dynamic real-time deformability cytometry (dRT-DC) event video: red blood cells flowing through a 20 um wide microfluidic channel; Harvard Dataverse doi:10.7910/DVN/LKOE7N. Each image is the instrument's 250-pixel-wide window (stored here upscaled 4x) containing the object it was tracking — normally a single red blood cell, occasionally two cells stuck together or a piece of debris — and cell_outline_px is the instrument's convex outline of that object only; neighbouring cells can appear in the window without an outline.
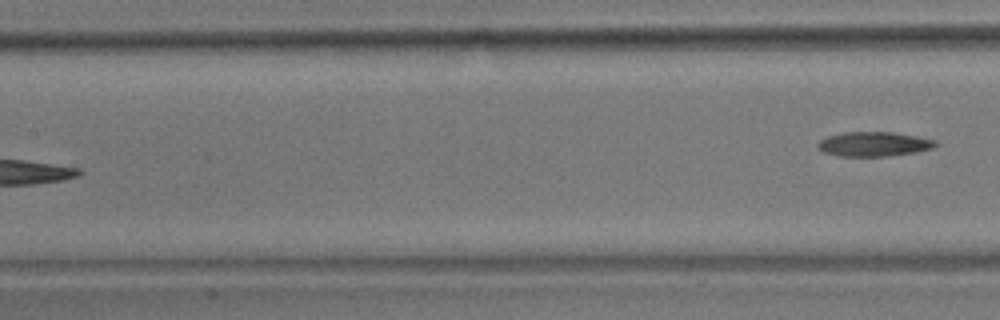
{"species": "common noctule bat (a hibernating species)", "species_latin": "Nyctalus noctula", "temperature_condition": "room temperature", "stored_images_in_passage": 6, "segment_of_instrument_passage": [2, 2], "camera_frame_rate_fps": 3000, "um_per_image_px": 0.085, "animal": {"sex": "male", "body_mass_g": 17.9}, "frame": {"image": 1, "passage_image": 6, "time_ms": 7.667, "image_size_px": [1000, 320], "cell_outline_px": [[940, 144], [932, 148], [916, 152], [888, 156], [836, 156], [824, 152], [816, 144], [820, 140], [828, 136], [844, 132], [892, 132], [916, 136], [936, 140]], "centroid_in_image_um": [74.3, 12.25], "position_along_channel_um": 133.1, "area_um2": 16.82}}